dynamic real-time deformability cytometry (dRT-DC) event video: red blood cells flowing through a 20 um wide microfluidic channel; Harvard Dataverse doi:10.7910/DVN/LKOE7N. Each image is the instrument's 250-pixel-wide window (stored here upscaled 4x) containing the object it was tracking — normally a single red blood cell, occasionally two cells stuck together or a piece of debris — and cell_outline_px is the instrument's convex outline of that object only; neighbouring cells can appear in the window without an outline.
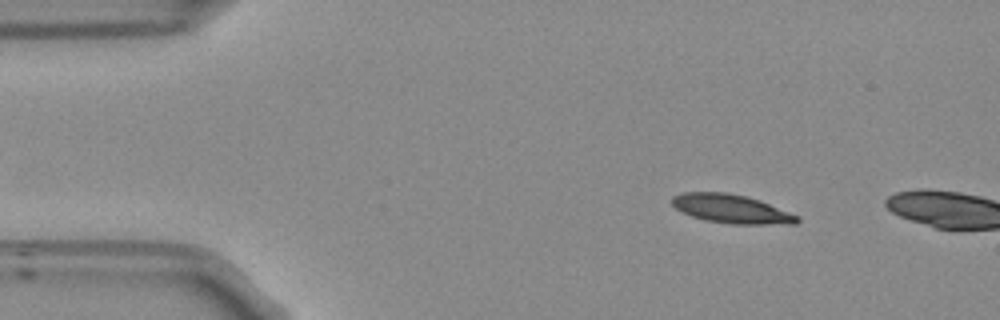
{"species": "Egyptian fruit bat (a non-hibernating species)", "species_latin": "Rousettus aegyptiacus", "temperature_condition": "room temperature", "stored_images_in_passage": 9, "camera_frame_rate_fps": 3000, "um_per_image_px": 0.085, "frame": {"image": 1, "passage_image": 6, "time_ms": 1.667, "image_size_px": [1000, 320], "cell_outline_px": [[800, 220], [796, 224], [732, 224], [704, 220], [692, 216], [676, 208], [672, 204], [672, 196], [684, 192], [728, 192], [748, 196], [760, 200], [800, 216]], "centroid_in_image_um": [62.2, 17.75], "position_along_channel_um": 22.8, "area_um2": 21.1}}